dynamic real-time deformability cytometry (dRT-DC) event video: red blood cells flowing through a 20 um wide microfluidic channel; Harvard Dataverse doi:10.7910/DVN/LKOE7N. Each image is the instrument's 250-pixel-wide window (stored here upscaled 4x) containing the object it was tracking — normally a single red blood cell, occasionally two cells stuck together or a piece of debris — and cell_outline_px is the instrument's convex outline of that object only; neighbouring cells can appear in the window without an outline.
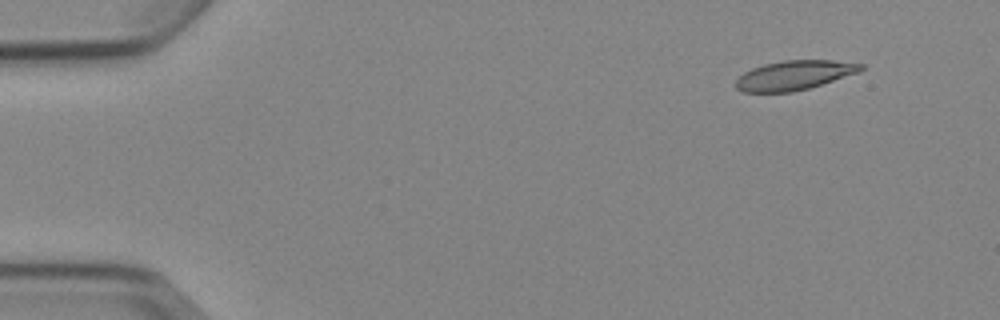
{"species": "Egyptian fruit bat (a non-hibernating species)", "species_latin": "Rousettus aegyptiacus", "temperature_condition": "cold", "stored_images_in_passage": 3, "segment_of_instrument_passage": [2, 2], "camera_frame_rate_fps": 3000, "um_per_image_px": 0.085, "animal": {"sex": "female"}, "frame": {"image": 1, "passage_image": 3, "time_ms": 2.333, "image_size_px": [1000, 320], "cell_outline_px": [[864, 68], [860, 72], [808, 88], [792, 92], [744, 92], [736, 88], [736, 80], [744, 72], [752, 68], [764, 64], [784, 60], [832, 60], [864, 64]], "centroid_in_image_um": [67.52, 6.39], "position_along_channel_um": 17.5, "area_um2": 21.33}}